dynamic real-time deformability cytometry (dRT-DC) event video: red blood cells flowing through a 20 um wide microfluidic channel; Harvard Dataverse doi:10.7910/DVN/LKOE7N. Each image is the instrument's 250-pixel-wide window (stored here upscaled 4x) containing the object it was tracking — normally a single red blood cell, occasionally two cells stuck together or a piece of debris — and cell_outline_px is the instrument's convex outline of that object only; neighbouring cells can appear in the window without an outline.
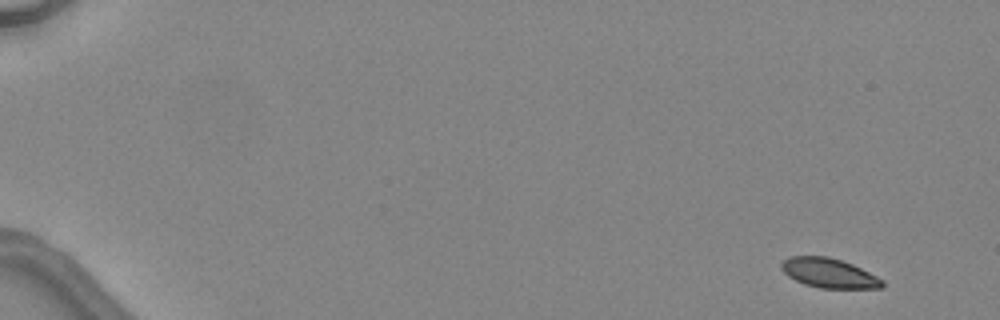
{"species": "common noctule bat (a hibernating species)", "species_latin": "Nyctalus noctula", "temperature_condition": "warm", "stored_images_in_passage": 6, "camera_frame_rate_fps": 3000, "um_per_image_px": 0.085, "animal": {"sex": "female", "body_mass_g": 24.6, "forearm_length_mm": 56.2}, "frame": {"image": 1, "passage_image": 1, "time_ms": 0.0, "image_size_px": [1000, 320], "cell_outline_px": [[884, 284], [880, 288], [820, 288], [804, 284], [788, 276], [780, 268], [780, 264], [788, 256], [828, 256], [852, 264], [884, 280]], "centroid_in_image_um": [70.43, 23.2], "position_along_channel_um": 14.6, "area_um2": 17.28}}
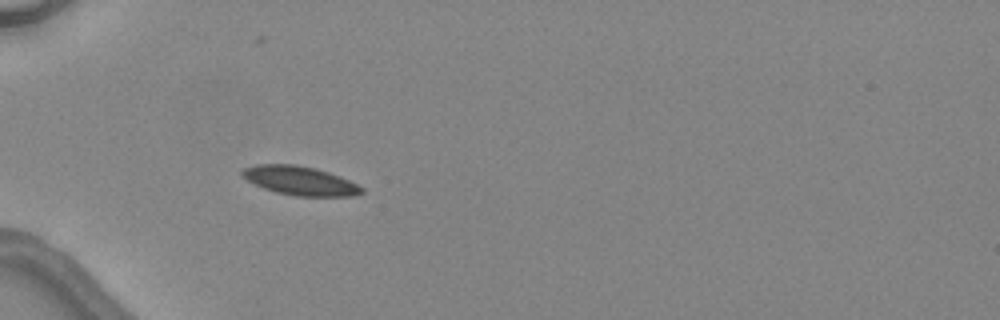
{"frame": {"image": 2, "passage_image": 5, "time_ms": 4.667, "image_size_px": [1000, 320], "cell_outline_px": [[364, 192], [352, 196], [296, 196], [276, 192], [264, 188], [240, 176], [240, 172], [244, 168], [256, 164], [296, 164], [316, 168], [328, 172], [348, 180], [364, 188]], "centroid_in_image_um": [25.48, 15.35], "position_along_channel_um": 59.5, "area_um2": 20.06}}